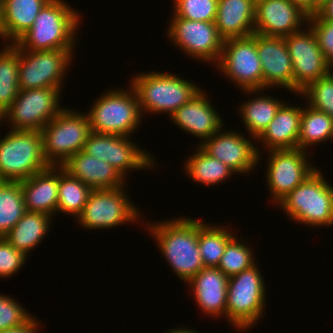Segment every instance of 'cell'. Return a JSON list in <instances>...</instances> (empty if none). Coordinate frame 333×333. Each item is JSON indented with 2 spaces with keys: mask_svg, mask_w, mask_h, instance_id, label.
<instances>
[{
  "mask_svg": "<svg viewBox=\"0 0 333 333\" xmlns=\"http://www.w3.org/2000/svg\"><path fill=\"white\" fill-rule=\"evenodd\" d=\"M173 218L152 223L149 231L180 280L187 283L204 268L198 247V219Z\"/></svg>",
  "mask_w": 333,
  "mask_h": 333,
  "instance_id": "cell-1",
  "label": "cell"
},
{
  "mask_svg": "<svg viewBox=\"0 0 333 333\" xmlns=\"http://www.w3.org/2000/svg\"><path fill=\"white\" fill-rule=\"evenodd\" d=\"M80 15L64 0H49L32 27L13 44L29 51L73 49Z\"/></svg>",
  "mask_w": 333,
  "mask_h": 333,
  "instance_id": "cell-2",
  "label": "cell"
},
{
  "mask_svg": "<svg viewBox=\"0 0 333 333\" xmlns=\"http://www.w3.org/2000/svg\"><path fill=\"white\" fill-rule=\"evenodd\" d=\"M132 81L141 114L146 111L172 115L201 90L178 75L164 72L138 74Z\"/></svg>",
  "mask_w": 333,
  "mask_h": 333,
  "instance_id": "cell-3",
  "label": "cell"
},
{
  "mask_svg": "<svg viewBox=\"0 0 333 333\" xmlns=\"http://www.w3.org/2000/svg\"><path fill=\"white\" fill-rule=\"evenodd\" d=\"M316 170L279 203L292 220L311 227L333 225V187ZM280 204V205H279Z\"/></svg>",
  "mask_w": 333,
  "mask_h": 333,
  "instance_id": "cell-4",
  "label": "cell"
},
{
  "mask_svg": "<svg viewBox=\"0 0 333 333\" xmlns=\"http://www.w3.org/2000/svg\"><path fill=\"white\" fill-rule=\"evenodd\" d=\"M50 166L40 131L11 130L0 140V181H23Z\"/></svg>",
  "mask_w": 333,
  "mask_h": 333,
  "instance_id": "cell-5",
  "label": "cell"
},
{
  "mask_svg": "<svg viewBox=\"0 0 333 333\" xmlns=\"http://www.w3.org/2000/svg\"><path fill=\"white\" fill-rule=\"evenodd\" d=\"M40 132L46 162L62 166L84 149L91 129L87 113L63 108Z\"/></svg>",
  "mask_w": 333,
  "mask_h": 333,
  "instance_id": "cell-6",
  "label": "cell"
},
{
  "mask_svg": "<svg viewBox=\"0 0 333 333\" xmlns=\"http://www.w3.org/2000/svg\"><path fill=\"white\" fill-rule=\"evenodd\" d=\"M256 264L228 279L226 318L234 328L248 330L265 310V284Z\"/></svg>",
  "mask_w": 333,
  "mask_h": 333,
  "instance_id": "cell-7",
  "label": "cell"
},
{
  "mask_svg": "<svg viewBox=\"0 0 333 333\" xmlns=\"http://www.w3.org/2000/svg\"><path fill=\"white\" fill-rule=\"evenodd\" d=\"M88 110L90 129L93 132L129 136L141 123L138 98L131 90H109ZM131 93V94H130ZM138 126V127H137Z\"/></svg>",
  "mask_w": 333,
  "mask_h": 333,
  "instance_id": "cell-8",
  "label": "cell"
},
{
  "mask_svg": "<svg viewBox=\"0 0 333 333\" xmlns=\"http://www.w3.org/2000/svg\"><path fill=\"white\" fill-rule=\"evenodd\" d=\"M218 68L248 94L263 90V71L257 52V33L224 40ZM258 91V92H257Z\"/></svg>",
  "mask_w": 333,
  "mask_h": 333,
  "instance_id": "cell-9",
  "label": "cell"
},
{
  "mask_svg": "<svg viewBox=\"0 0 333 333\" xmlns=\"http://www.w3.org/2000/svg\"><path fill=\"white\" fill-rule=\"evenodd\" d=\"M62 88L19 90L11 106L3 113L11 130L40 131L62 109L59 99Z\"/></svg>",
  "mask_w": 333,
  "mask_h": 333,
  "instance_id": "cell-10",
  "label": "cell"
},
{
  "mask_svg": "<svg viewBox=\"0 0 333 333\" xmlns=\"http://www.w3.org/2000/svg\"><path fill=\"white\" fill-rule=\"evenodd\" d=\"M11 45L19 52L20 90L62 87L74 49L25 51L13 43Z\"/></svg>",
  "mask_w": 333,
  "mask_h": 333,
  "instance_id": "cell-11",
  "label": "cell"
},
{
  "mask_svg": "<svg viewBox=\"0 0 333 333\" xmlns=\"http://www.w3.org/2000/svg\"><path fill=\"white\" fill-rule=\"evenodd\" d=\"M123 187L92 190L83 211L77 217L79 224L85 229H108L128 221H138L140 211L131 204Z\"/></svg>",
  "mask_w": 333,
  "mask_h": 333,
  "instance_id": "cell-12",
  "label": "cell"
},
{
  "mask_svg": "<svg viewBox=\"0 0 333 333\" xmlns=\"http://www.w3.org/2000/svg\"><path fill=\"white\" fill-rule=\"evenodd\" d=\"M83 151L108 162L123 178L130 170L150 168L155 163L147 151L130 142L129 136L91 131Z\"/></svg>",
  "mask_w": 333,
  "mask_h": 333,
  "instance_id": "cell-13",
  "label": "cell"
},
{
  "mask_svg": "<svg viewBox=\"0 0 333 333\" xmlns=\"http://www.w3.org/2000/svg\"><path fill=\"white\" fill-rule=\"evenodd\" d=\"M167 34L171 41L195 59L218 63L224 39L215 22L195 21L173 16ZM217 61V62H216Z\"/></svg>",
  "mask_w": 333,
  "mask_h": 333,
  "instance_id": "cell-14",
  "label": "cell"
},
{
  "mask_svg": "<svg viewBox=\"0 0 333 333\" xmlns=\"http://www.w3.org/2000/svg\"><path fill=\"white\" fill-rule=\"evenodd\" d=\"M306 31L299 30L284 37L293 65L295 94H300L310 83L327 75L331 70L313 29L310 27Z\"/></svg>",
  "mask_w": 333,
  "mask_h": 333,
  "instance_id": "cell-15",
  "label": "cell"
},
{
  "mask_svg": "<svg viewBox=\"0 0 333 333\" xmlns=\"http://www.w3.org/2000/svg\"><path fill=\"white\" fill-rule=\"evenodd\" d=\"M268 152L270 156L267 161L266 182L275 203H279L317 170V167L308 164L310 163L307 159L309 153L306 150L296 148Z\"/></svg>",
  "mask_w": 333,
  "mask_h": 333,
  "instance_id": "cell-16",
  "label": "cell"
},
{
  "mask_svg": "<svg viewBox=\"0 0 333 333\" xmlns=\"http://www.w3.org/2000/svg\"><path fill=\"white\" fill-rule=\"evenodd\" d=\"M308 18L300 0H263L256 4L254 33L285 37L301 30Z\"/></svg>",
  "mask_w": 333,
  "mask_h": 333,
  "instance_id": "cell-17",
  "label": "cell"
},
{
  "mask_svg": "<svg viewBox=\"0 0 333 333\" xmlns=\"http://www.w3.org/2000/svg\"><path fill=\"white\" fill-rule=\"evenodd\" d=\"M222 128L198 144L211 157L218 159L235 173L253 172L260 159L258 147L253 145L250 140L245 139L241 133L224 131Z\"/></svg>",
  "mask_w": 333,
  "mask_h": 333,
  "instance_id": "cell-18",
  "label": "cell"
},
{
  "mask_svg": "<svg viewBox=\"0 0 333 333\" xmlns=\"http://www.w3.org/2000/svg\"><path fill=\"white\" fill-rule=\"evenodd\" d=\"M257 52L263 71V89L282 86L294 92L293 65L285 38L257 34Z\"/></svg>",
  "mask_w": 333,
  "mask_h": 333,
  "instance_id": "cell-19",
  "label": "cell"
},
{
  "mask_svg": "<svg viewBox=\"0 0 333 333\" xmlns=\"http://www.w3.org/2000/svg\"><path fill=\"white\" fill-rule=\"evenodd\" d=\"M205 94L200 90L172 115H168L180 129L197 136L201 142L217 133L224 124Z\"/></svg>",
  "mask_w": 333,
  "mask_h": 333,
  "instance_id": "cell-20",
  "label": "cell"
},
{
  "mask_svg": "<svg viewBox=\"0 0 333 333\" xmlns=\"http://www.w3.org/2000/svg\"><path fill=\"white\" fill-rule=\"evenodd\" d=\"M228 277L217 267H204L187 283L197 306L212 317L226 316Z\"/></svg>",
  "mask_w": 333,
  "mask_h": 333,
  "instance_id": "cell-21",
  "label": "cell"
},
{
  "mask_svg": "<svg viewBox=\"0 0 333 333\" xmlns=\"http://www.w3.org/2000/svg\"><path fill=\"white\" fill-rule=\"evenodd\" d=\"M62 167L92 190L116 189L125 185V178L113 166L83 150L72 155Z\"/></svg>",
  "mask_w": 333,
  "mask_h": 333,
  "instance_id": "cell-22",
  "label": "cell"
},
{
  "mask_svg": "<svg viewBox=\"0 0 333 333\" xmlns=\"http://www.w3.org/2000/svg\"><path fill=\"white\" fill-rule=\"evenodd\" d=\"M58 168V169H57ZM60 166L46 169L20 181L26 210L52 216L57 210Z\"/></svg>",
  "mask_w": 333,
  "mask_h": 333,
  "instance_id": "cell-23",
  "label": "cell"
},
{
  "mask_svg": "<svg viewBox=\"0 0 333 333\" xmlns=\"http://www.w3.org/2000/svg\"><path fill=\"white\" fill-rule=\"evenodd\" d=\"M253 0H218L215 26L226 40L251 36L255 32Z\"/></svg>",
  "mask_w": 333,
  "mask_h": 333,
  "instance_id": "cell-24",
  "label": "cell"
},
{
  "mask_svg": "<svg viewBox=\"0 0 333 333\" xmlns=\"http://www.w3.org/2000/svg\"><path fill=\"white\" fill-rule=\"evenodd\" d=\"M302 108L285 102L280 106L273 120L258 137L269 148L268 151L297 148Z\"/></svg>",
  "mask_w": 333,
  "mask_h": 333,
  "instance_id": "cell-25",
  "label": "cell"
},
{
  "mask_svg": "<svg viewBox=\"0 0 333 333\" xmlns=\"http://www.w3.org/2000/svg\"><path fill=\"white\" fill-rule=\"evenodd\" d=\"M49 0H1V39L15 42L30 29L35 18Z\"/></svg>",
  "mask_w": 333,
  "mask_h": 333,
  "instance_id": "cell-26",
  "label": "cell"
},
{
  "mask_svg": "<svg viewBox=\"0 0 333 333\" xmlns=\"http://www.w3.org/2000/svg\"><path fill=\"white\" fill-rule=\"evenodd\" d=\"M51 218L48 214L27 211L4 237L16 250L28 256L30 250L42 243L50 229Z\"/></svg>",
  "mask_w": 333,
  "mask_h": 333,
  "instance_id": "cell-27",
  "label": "cell"
},
{
  "mask_svg": "<svg viewBox=\"0 0 333 333\" xmlns=\"http://www.w3.org/2000/svg\"><path fill=\"white\" fill-rule=\"evenodd\" d=\"M184 170L192 181L206 186L219 184L235 173L227 165L207 154L200 146L196 153L187 159Z\"/></svg>",
  "mask_w": 333,
  "mask_h": 333,
  "instance_id": "cell-28",
  "label": "cell"
},
{
  "mask_svg": "<svg viewBox=\"0 0 333 333\" xmlns=\"http://www.w3.org/2000/svg\"><path fill=\"white\" fill-rule=\"evenodd\" d=\"M248 101V102H247ZM241 104L240 111L242 121L247 128L249 134L254 139L258 138L267 128L268 124L273 120L277 110L283 104L282 100L272 98V96H259L254 99L247 100Z\"/></svg>",
  "mask_w": 333,
  "mask_h": 333,
  "instance_id": "cell-29",
  "label": "cell"
},
{
  "mask_svg": "<svg viewBox=\"0 0 333 333\" xmlns=\"http://www.w3.org/2000/svg\"><path fill=\"white\" fill-rule=\"evenodd\" d=\"M327 139H333V118L307 104V107L302 109L297 148L305 150L308 149L307 146L325 142Z\"/></svg>",
  "mask_w": 333,
  "mask_h": 333,
  "instance_id": "cell-30",
  "label": "cell"
},
{
  "mask_svg": "<svg viewBox=\"0 0 333 333\" xmlns=\"http://www.w3.org/2000/svg\"><path fill=\"white\" fill-rule=\"evenodd\" d=\"M92 189L80 179L71 176L60 166L57 211L77 218L83 211ZM74 214V215H73Z\"/></svg>",
  "mask_w": 333,
  "mask_h": 333,
  "instance_id": "cell-31",
  "label": "cell"
},
{
  "mask_svg": "<svg viewBox=\"0 0 333 333\" xmlns=\"http://www.w3.org/2000/svg\"><path fill=\"white\" fill-rule=\"evenodd\" d=\"M198 220V247L204 267H217L227 243L234 237L228 228Z\"/></svg>",
  "mask_w": 333,
  "mask_h": 333,
  "instance_id": "cell-32",
  "label": "cell"
},
{
  "mask_svg": "<svg viewBox=\"0 0 333 333\" xmlns=\"http://www.w3.org/2000/svg\"><path fill=\"white\" fill-rule=\"evenodd\" d=\"M0 51V112L3 114L19 92V52L9 43Z\"/></svg>",
  "mask_w": 333,
  "mask_h": 333,
  "instance_id": "cell-33",
  "label": "cell"
},
{
  "mask_svg": "<svg viewBox=\"0 0 333 333\" xmlns=\"http://www.w3.org/2000/svg\"><path fill=\"white\" fill-rule=\"evenodd\" d=\"M26 212L21 183L0 181V237H4Z\"/></svg>",
  "mask_w": 333,
  "mask_h": 333,
  "instance_id": "cell-34",
  "label": "cell"
},
{
  "mask_svg": "<svg viewBox=\"0 0 333 333\" xmlns=\"http://www.w3.org/2000/svg\"><path fill=\"white\" fill-rule=\"evenodd\" d=\"M238 240L234 236L227 243L225 252L217 266L228 278L239 274L257 263L254 260L251 248Z\"/></svg>",
  "mask_w": 333,
  "mask_h": 333,
  "instance_id": "cell-35",
  "label": "cell"
},
{
  "mask_svg": "<svg viewBox=\"0 0 333 333\" xmlns=\"http://www.w3.org/2000/svg\"><path fill=\"white\" fill-rule=\"evenodd\" d=\"M300 94L307 97L310 107L333 118V74L331 71L310 83Z\"/></svg>",
  "mask_w": 333,
  "mask_h": 333,
  "instance_id": "cell-36",
  "label": "cell"
},
{
  "mask_svg": "<svg viewBox=\"0 0 333 333\" xmlns=\"http://www.w3.org/2000/svg\"><path fill=\"white\" fill-rule=\"evenodd\" d=\"M174 1V16L195 21L215 22L218 0Z\"/></svg>",
  "mask_w": 333,
  "mask_h": 333,
  "instance_id": "cell-37",
  "label": "cell"
},
{
  "mask_svg": "<svg viewBox=\"0 0 333 333\" xmlns=\"http://www.w3.org/2000/svg\"><path fill=\"white\" fill-rule=\"evenodd\" d=\"M32 317L19 302L0 294V331L24 325Z\"/></svg>",
  "mask_w": 333,
  "mask_h": 333,
  "instance_id": "cell-38",
  "label": "cell"
},
{
  "mask_svg": "<svg viewBox=\"0 0 333 333\" xmlns=\"http://www.w3.org/2000/svg\"><path fill=\"white\" fill-rule=\"evenodd\" d=\"M26 255L16 250L5 237H0V277H11L26 262Z\"/></svg>",
  "mask_w": 333,
  "mask_h": 333,
  "instance_id": "cell-39",
  "label": "cell"
},
{
  "mask_svg": "<svg viewBox=\"0 0 333 333\" xmlns=\"http://www.w3.org/2000/svg\"><path fill=\"white\" fill-rule=\"evenodd\" d=\"M314 31L319 47L321 48L327 63L333 65V21L312 20L308 18V24Z\"/></svg>",
  "mask_w": 333,
  "mask_h": 333,
  "instance_id": "cell-40",
  "label": "cell"
},
{
  "mask_svg": "<svg viewBox=\"0 0 333 333\" xmlns=\"http://www.w3.org/2000/svg\"><path fill=\"white\" fill-rule=\"evenodd\" d=\"M39 323L36 317H32L26 324L13 329L0 331V333H38Z\"/></svg>",
  "mask_w": 333,
  "mask_h": 333,
  "instance_id": "cell-41",
  "label": "cell"
},
{
  "mask_svg": "<svg viewBox=\"0 0 333 333\" xmlns=\"http://www.w3.org/2000/svg\"><path fill=\"white\" fill-rule=\"evenodd\" d=\"M312 20L333 21V0H328L317 13L309 15Z\"/></svg>",
  "mask_w": 333,
  "mask_h": 333,
  "instance_id": "cell-42",
  "label": "cell"
},
{
  "mask_svg": "<svg viewBox=\"0 0 333 333\" xmlns=\"http://www.w3.org/2000/svg\"><path fill=\"white\" fill-rule=\"evenodd\" d=\"M328 0H300L304 10L309 14H315Z\"/></svg>",
  "mask_w": 333,
  "mask_h": 333,
  "instance_id": "cell-43",
  "label": "cell"
},
{
  "mask_svg": "<svg viewBox=\"0 0 333 333\" xmlns=\"http://www.w3.org/2000/svg\"><path fill=\"white\" fill-rule=\"evenodd\" d=\"M168 333H198L196 330H192V329H189L188 328H180L179 327L177 329H172V331H169Z\"/></svg>",
  "mask_w": 333,
  "mask_h": 333,
  "instance_id": "cell-44",
  "label": "cell"
},
{
  "mask_svg": "<svg viewBox=\"0 0 333 333\" xmlns=\"http://www.w3.org/2000/svg\"><path fill=\"white\" fill-rule=\"evenodd\" d=\"M1 0H0V37H1V28H2V10H1Z\"/></svg>",
  "mask_w": 333,
  "mask_h": 333,
  "instance_id": "cell-45",
  "label": "cell"
},
{
  "mask_svg": "<svg viewBox=\"0 0 333 333\" xmlns=\"http://www.w3.org/2000/svg\"><path fill=\"white\" fill-rule=\"evenodd\" d=\"M261 1H263V0H253V2H254L255 4H257V3L261 2Z\"/></svg>",
  "mask_w": 333,
  "mask_h": 333,
  "instance_id": "cell-46",
  "label": "cell"
},
{
  "mask_svg": "<svg viewBox=\"0 0 333 333\" xmlns=\"http://www.w3.org/2000/svg\"><path fill=\"white\" fill-rule=\"evenodd\" d=\"M3 119V114L0 112V122L2 121Z\"/></svg>",
  "mask_w": 333,
  "mask_h": 333,
  "instance_id": "cell-47",
  "label": "cell"
}]
</instances>
